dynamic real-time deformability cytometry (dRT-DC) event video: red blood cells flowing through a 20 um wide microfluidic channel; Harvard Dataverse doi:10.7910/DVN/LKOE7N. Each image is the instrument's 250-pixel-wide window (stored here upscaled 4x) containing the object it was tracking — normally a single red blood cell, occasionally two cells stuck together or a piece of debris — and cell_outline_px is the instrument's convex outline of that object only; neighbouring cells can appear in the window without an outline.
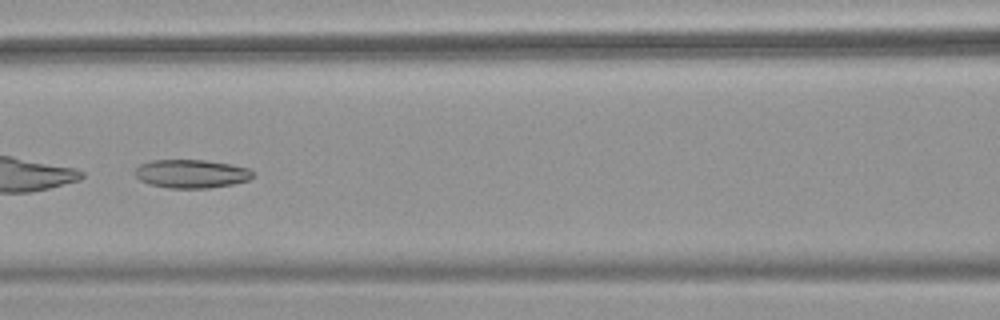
{"species": "common noctule bat (a hibernating species)", "species_latin": "Nyctalus noctula", "temperature_condition": "warm", "stored_images_in_passage": 51, "camera_frame_rate_fps": 3000, "um_per_image_px": 0.085, "animal": {"sex": "female", "body_mass_g": 18.4}, "frame": {"image": 1, "passage_image": 24, "time_ms": 7.667, "image_size_px": [1000, 320], "cell_outline_px": [[256, 172], [248, 180], [232, 184], [208, 188], [168, 188], [148, 184], [140, 180], [132, 172], [140, 164], [152, 160], [204, 160], [232, 164], [248, 168]], "centroid_in_image_um": [16.25, 14.77], "position_along_channel_um": 150.4, "area_um2": 19.71}}
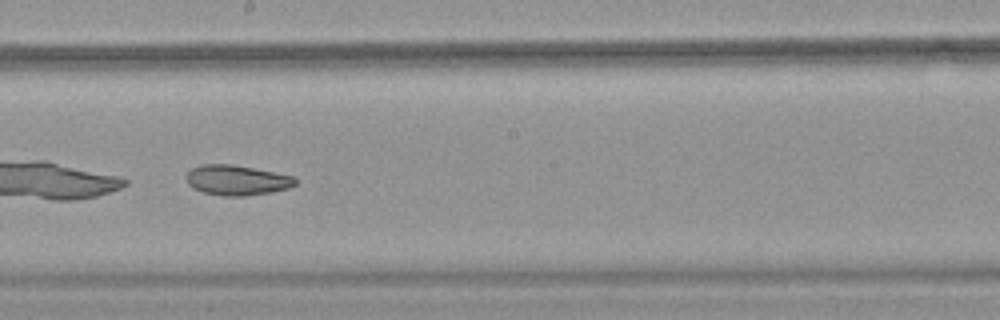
{"frame": {"image": 2, "passage_image": 30, "time_ms": 9.667, "image_size_px": [1000, 320], "cell_outline_px": [[296, 184], [288, 188], [272, 192], [244, 196], [224, 196], [204, 192], [192, 188], [188, 184], [188, 172], [192, 168], [200, 164], [232, 164], [292, 176], [296, 180]], "centroid_in_image_um": [20.11, 15.32], "position_along_channel_um": 228.1, "area_um2": 18.9}}
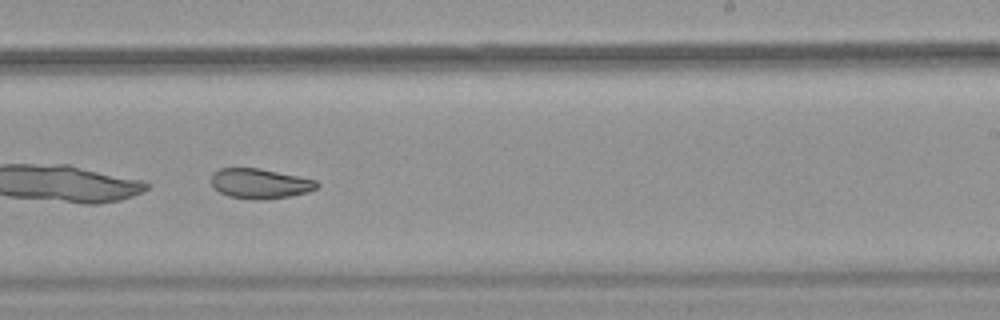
{"frame": {"image": 3, "passage_image": 33, "time_ms": 10.667, "image_size_px": [1000, 320], "cell_outline_px": [[320, 184], [316, 188], [308, 192], [292, 196], [264, 200], [256, 200], [228, 196], [212, 188], [212, 172], [220, 168], [260, 168], [316, 180]], "centroid_in_image_um": [22.09, 15.61], "position_along_channel_um": 266.9, "area_um2": 18.61}, "authors_computed_cell_mechanics": {"area_um2": 25.0852, "velocity_mm_per_s": 3.9123, "shape_relaxation_time_tau1_ms": null, "shape_relaxation_time_tau2_ms": 4.6574, "deformation_change_tau1": null, "deformation_change_tau2": 0.086}}